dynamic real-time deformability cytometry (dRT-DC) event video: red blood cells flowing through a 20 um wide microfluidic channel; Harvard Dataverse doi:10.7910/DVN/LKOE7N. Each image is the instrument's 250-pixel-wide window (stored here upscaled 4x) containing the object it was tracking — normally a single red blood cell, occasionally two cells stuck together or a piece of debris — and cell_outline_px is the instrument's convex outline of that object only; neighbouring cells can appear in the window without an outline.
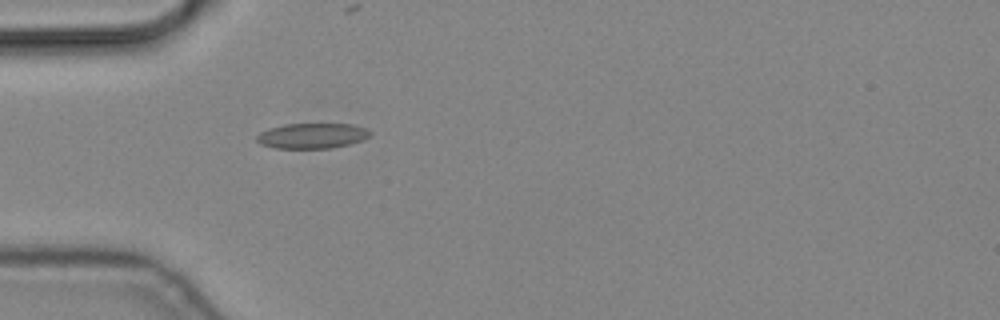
{"species": "common noctule bat (a hibernating species)", "species_latin": "Nyctalus noctula", "temperature_condition": "cold", "stored_images_in_passage": 4, "camera_frame_rate_fps": 3000, "um_per_image_px": 0.085, "animal": {"sex": "male", "body_mass_g": 19.2, "forearm_length_mm": 51.8}, "frame": {"image": 1, "passage_image": 4, "time_ms": 1.0, "image_size_px": [1000, 320], "cell_outline_px": [[372, 132], [364, 140], [332, 148], [276, 148], [260, 144], [256, 140], [256, 136], [260, 132], [268, 128], [284, 124], [352, 124], [364, 128]], "centroid_in_image_um": [26.5, 11.54], "position_along_channel_um": 58.5, "area_um2": 16.7}}